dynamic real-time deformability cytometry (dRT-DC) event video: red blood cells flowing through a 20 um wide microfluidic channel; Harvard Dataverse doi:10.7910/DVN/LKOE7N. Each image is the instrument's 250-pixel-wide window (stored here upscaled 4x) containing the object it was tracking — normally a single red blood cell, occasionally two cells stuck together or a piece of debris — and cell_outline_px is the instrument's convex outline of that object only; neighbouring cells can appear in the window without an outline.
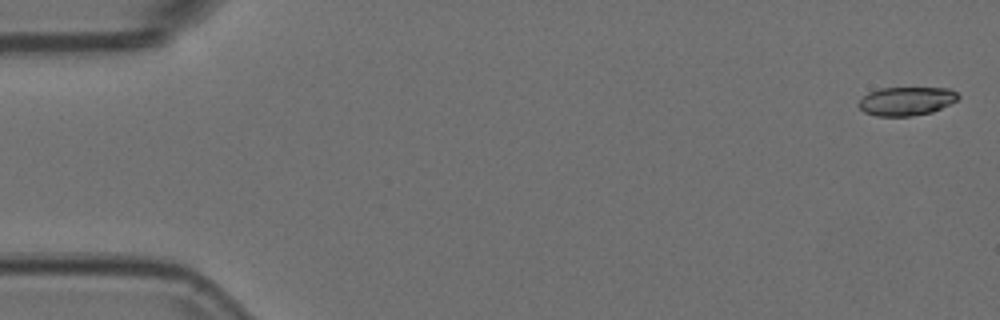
{"species": "Egyptian fruit bat (a non-hibernating species)", "species_latin": "Rousettus aegyptiacus", "temperature_condition": "room temperature", "stored_images_in_passage": 4, "camera_frame_rate_fps": 3000, "um_per_image_px": 0.085, "animal": {"sex": "female"}, "frame": {"image": 1, "passage_image": 1, "time_ms": 0.0, "image_size_px": [1000, 320], "cell_outline_px": [[960, 96], [956, 100], [932, 112], [912, 116], [876, 116], [864, 112], [856, 104], [868, 92], [880, 88], [948, 88], [956, 92]], "centroid_in_image_um": [77.0, 8.59], "position_along_channel_um": 8.0, "area_um2": 16.53}}